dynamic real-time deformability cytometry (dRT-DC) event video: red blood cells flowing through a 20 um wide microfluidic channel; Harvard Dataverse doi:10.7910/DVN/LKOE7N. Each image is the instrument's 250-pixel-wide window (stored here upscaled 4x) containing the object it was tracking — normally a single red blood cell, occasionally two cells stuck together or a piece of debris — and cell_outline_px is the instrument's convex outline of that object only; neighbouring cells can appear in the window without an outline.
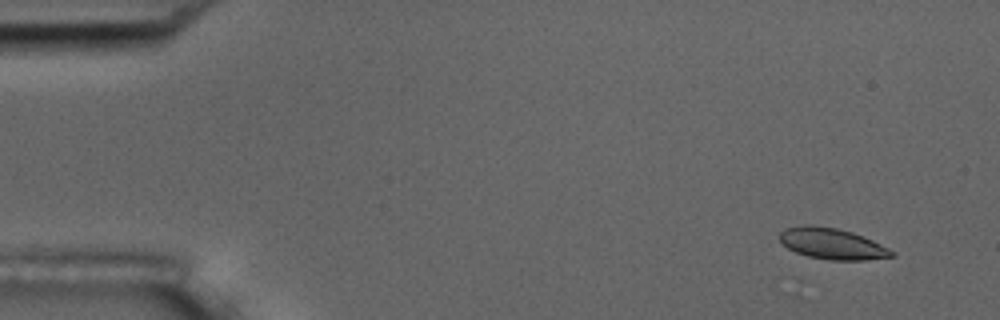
{"species": "common noctule bat (a hibernating species)", "species_latin": "Nyctalus noctula", "temperature_condition": "room temperature", "stored_images_in_passage": 6, "camera_frame_rate_fps": 3000, "um_per_image_px": 0.085, "animal": {"sex": "male", "body_mass_g": 17.5, "forearm_length_mm": 52.3}, "frame": {"image": 1, "passage_image": 1, "time_ms": 0.0, "image_size_px": [1000, 320], "cell_outline_px": [[896, 256], [864, 260], [828, 260], [808, 256], [796, 252], [788, 248], [780, 240], [780, 232], [784, 228], [804, 224], [808, 224], [836, 228], [852, 232], [872, 240], [896, 252]], "centroid_in_image_um": [70.73, 20.71], "position_along_channel_um": 14.3, "area_um2": 20.29}}
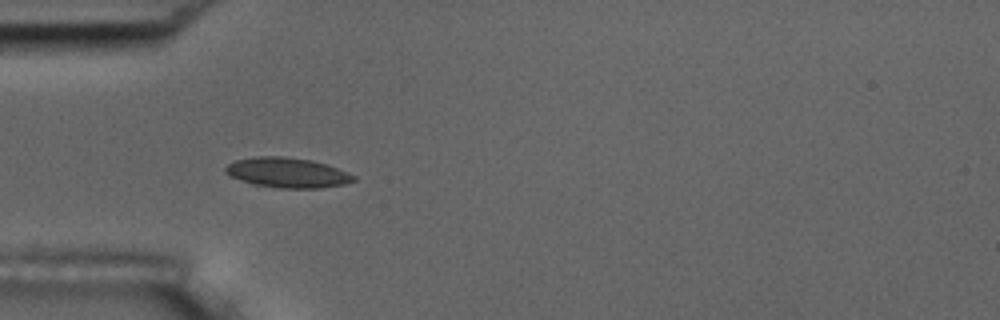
{"frame": {"image": 2, "passage_image": 5, "time_ms": 4.333, "image_size_px": [1000, 320], "cell_outline_px": [[356, 180], [344, 184], [320, 188], [280, 188], [252, 184], [228, 176], [224, 172], [224, 168], [228, 164], [236, 160], [256, 156], [280, 156], [312, 160], [328, 164], [356, 176]], "centroid_in_image_um": [24.41, 14.67], "position_along_channel_um": 60.6, "area_um2": 22.54}}